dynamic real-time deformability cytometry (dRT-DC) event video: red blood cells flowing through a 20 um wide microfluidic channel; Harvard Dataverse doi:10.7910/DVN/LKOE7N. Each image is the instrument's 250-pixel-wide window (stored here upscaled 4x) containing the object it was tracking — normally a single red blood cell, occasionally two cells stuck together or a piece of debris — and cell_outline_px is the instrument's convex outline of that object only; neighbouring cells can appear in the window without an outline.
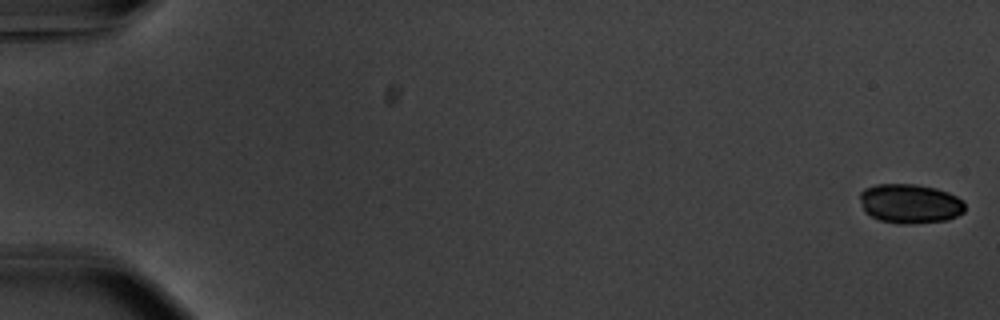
{"species": "common noctule bat (a hibernating species)", "species_latin": "Nyctalus noctula", "temperature_condition": "warm", "stored_images_in_passage": 11, "camera_frame_rate_fps": 3000, "um_per_image_px": 0.085, "animal": {"sex": "male", "body_mass_g": 20.1, "forearm_length_mm": 53.5}, "frame": {"image": 1, "passage_image": 1, "time_ms": 0.0, "image_size_px": [1000, 320], "cell_outline_px": [[964, 212], [948, 220], [912, 224], [900, 224], [880, 220], [864, 212], [860, 200], [860, 192], [864, 188], [876, 184], [916, 184], [936, 188], [948, 192], [964, 200]], "centroid_in_image_um": [77.35, 17.3], "position_along_channel_um": 7.7, "area_um2": 24.33}}